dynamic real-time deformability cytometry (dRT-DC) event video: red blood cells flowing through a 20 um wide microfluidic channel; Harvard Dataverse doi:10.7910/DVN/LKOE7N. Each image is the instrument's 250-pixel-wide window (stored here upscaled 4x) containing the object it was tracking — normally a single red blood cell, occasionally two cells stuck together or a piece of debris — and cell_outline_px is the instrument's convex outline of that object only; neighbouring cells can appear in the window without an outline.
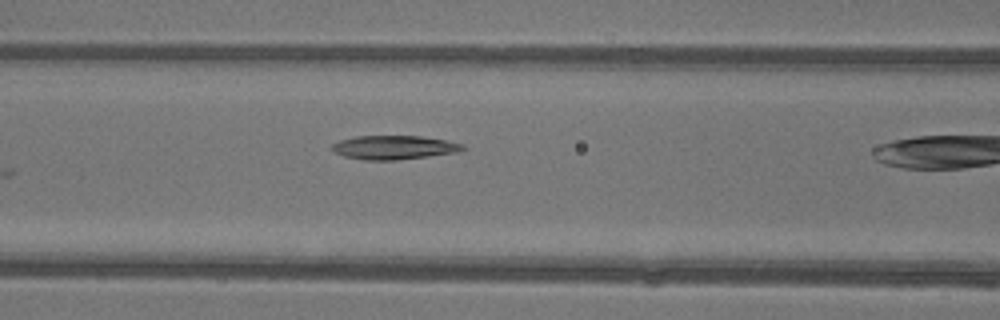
{"species": "common noctule bat (a hibernating species)", "species_latin": "Nyctalus noctula", "temperature_condition": "warm", "stored_images_in_passage": 8, "camera_frame_rate_fps": 3000, "um_per_image_px": 0.085, "animal": {"sex": "female"}, "frame": {"image": 1, "passage_image": 4, "time_ms": 1.0, "image_size_px": [1000, 320], "cell_outline_px": [[468, 148], [456, 152], [428, 156], [396, 160], [364, 160], [344, 156], [336, 152], [332, 148], [332, 144], [340, 140], [356, 136], [420, 136], [444, 140], [464, 144]], "centroid_in_image_um": [33.5, 12.53], "position_along_channel_um": 133.1, "area_um2": 18.03}}
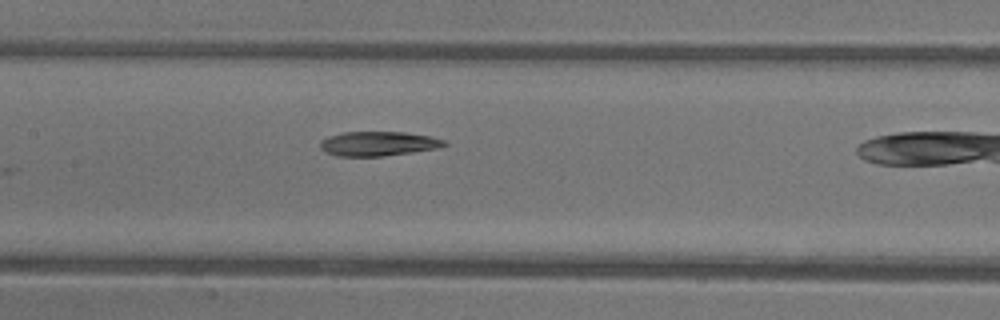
{"frame": {"image": 2, "passage_image": 7, "time_ms": 2.0, "image_size_px": [1000, 320], "cell_outline_px": [[448, 144], [440, 148], [384, 156], [340, 156], [324, 152], [320, 148], [320, 140], [328, 136], [344, 132], [404, 132], [428, 136], [444, 140]], "centroid_in_image_um": [32.13, 12.21], "position_along_channel_um": 175.3, "area_um2": 17.69}}